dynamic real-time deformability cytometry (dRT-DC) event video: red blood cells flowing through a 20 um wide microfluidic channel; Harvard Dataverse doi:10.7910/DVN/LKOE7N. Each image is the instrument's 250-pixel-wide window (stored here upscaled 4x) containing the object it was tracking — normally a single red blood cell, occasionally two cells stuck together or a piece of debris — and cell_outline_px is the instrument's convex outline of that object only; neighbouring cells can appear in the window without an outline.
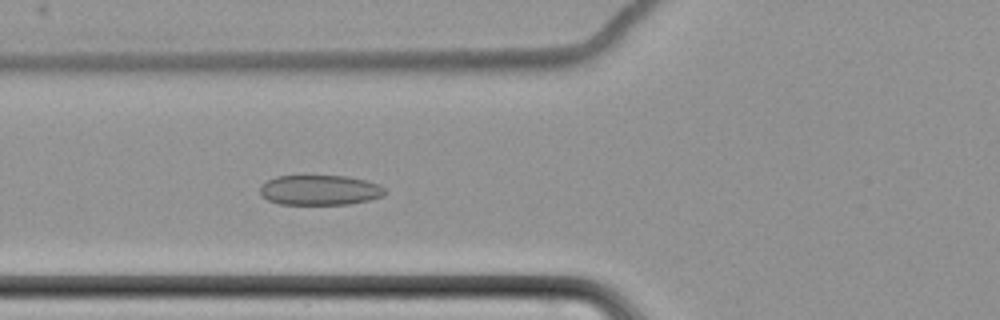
{"species": "common noctule bat (a hibernating species)", "species_latin": "Nyctalus noctula", "temperature_condition": "cold", "stored_images_in_passage": 6, "camera_frame_rate_fps": 3000, "um_per_image_px": 0.085, "animal": {"sex": "female", "body_mass_g": 22.7, "forearm_length_mm": 54.2}, "frame": {"image": 1, "passage_image": 6, "time_ms": 6.667, "image_size_px": [1000, 320], "cell_outline_px": [[384, 196], [368, 200], [348, 204], [280, 204], [268, 200], [260, 196], [260, 184], [276, 176], [348, 176], [380, 184], [384, 188]], "centroid_in_image_um": [27.15, 16.15], "position_along_channel_um": 98.6, "area_um2": 21.91}}